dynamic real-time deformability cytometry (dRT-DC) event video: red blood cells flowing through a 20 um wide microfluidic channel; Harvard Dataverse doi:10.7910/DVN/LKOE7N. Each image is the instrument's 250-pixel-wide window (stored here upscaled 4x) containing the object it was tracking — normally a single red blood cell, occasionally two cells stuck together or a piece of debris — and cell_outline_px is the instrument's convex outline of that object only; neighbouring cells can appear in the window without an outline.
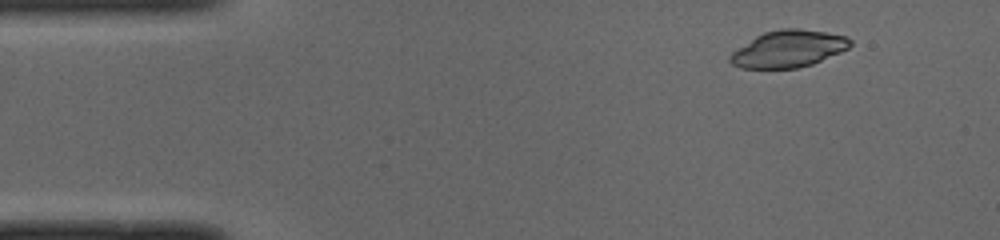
{"species": "common noctule bat (a hibernating species)", "species_latin": "Nyctalus noctula", "temperature_condition": "cold", "stored_images_in_passage": 45, "camera_frame_rate_fps": 3000, "um_per_image_px": 0.085, "animal": {"sex": "male", "body_mass_g": 19.0, "forearm_length_mm": 50.8}, "frame": {"image": 1, "passage_image": 1, "time_ms": 0.0, "image_size_px": [1000, 240], "cell_outline_px": [[852, 44], [848, 48], [840, 52], [812, 64], [796, 68], [740, 68], [732, 64], [728, 60], [728, 56], [732, 52], [756, 36], [764, 32], [784, 28], [796, 28], [824, 32], [844, 36], [852, 40]], "centroid_in_image_um": [66.99, 4.16], "position_along_channel_um": 18.0, "area_um2": 25.61}}
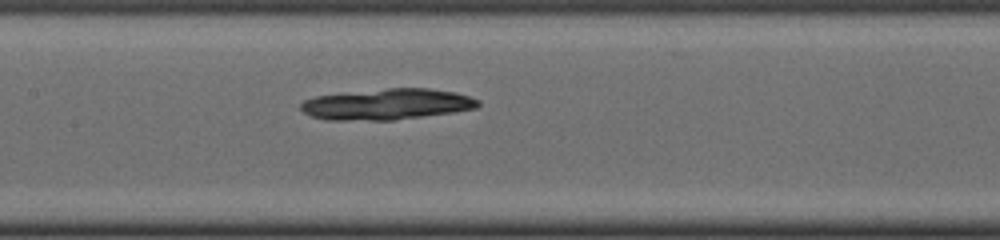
{"frame": {"image": 2, "passage_image": 19, "time_ms": 6.0, "image_size_px": [1000, 240], "cell_outline_px": [[480, 104], [476, 108], [452, 112], [392, 120], [328, 120], [312, 116], [304, 112], [300, 108], [300, 104], [304, 100], [316, 96], [388, 88], [428, 88], [456, 92], [480, 100]], "centroid_in_image_um": [32.9, 8.86], "position_along_channel_um": 174.5, "area_um2": 31.73}}
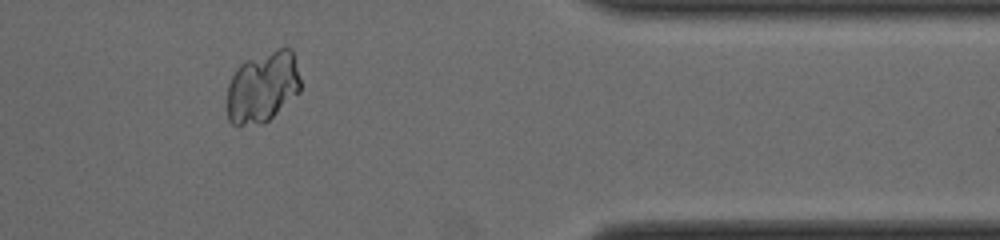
{"frame": {"image": 3, "passage_image": 37, "time_ms": 12.0, "image_size_px": [1000, 240], "cell_outline_px": [[300, 92], [268, 120], [260, 124], [232, 124], [228, 120], [228, 84], [236, 68], [244, 60], [284, 44], [292, 48], [300, 80]], "centroid_in_image_um": [22.34, 7.33], "position_along_channel_um": 389.1, "area_um2": 30.69}}